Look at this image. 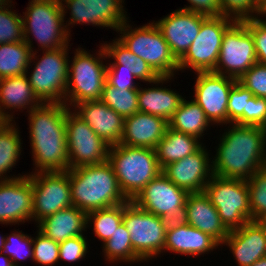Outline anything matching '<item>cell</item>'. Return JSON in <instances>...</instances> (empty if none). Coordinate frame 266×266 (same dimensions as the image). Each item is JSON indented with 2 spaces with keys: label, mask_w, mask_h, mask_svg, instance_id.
I'll use <instances>...</instances> for the list:
<instances>
[{
  "label": "cell",
  "mask_w": 266,
  "mask_h": 266,
  "mask_svg": "<svg viewBox=\"0 0 266 266\" xmlns=\"http://www.w3.org/2000/svg\"><path fill=\"white\" fill-rule=\"evenodd\" d=\"M212 160L213 174L248 181L266 167V128L230 124Z\"/></svg>",
  "instance_id": "7a4b0ae2"
},
{
  "label": "cell",
  "mask_w": 266,
  "mask_h": 266,
  "mask_svg": "<svg viewBox=\"0 0 266 266\" xmlns=\"http://www.w3.org/2000/svg\"><path fill=\"white\" fill-rule=\"evenodd\" d=\"M210 124L202 108L193 99L187 101L184 98L169 121L171 129L195 136L199 140Z\"/></svg>",
  "instance_id": "4dcf8cb0"
},
{
  "label": "cell",
  "mask_w": 266,
  "mask_h": 266,
  "mask_svg": "<svg viewBox=\"0 0 266 266\" xmlns=\"http://www.w3.org/2000/svg\"><path fill=\"white\" fill-rule=\"evenodd\" d=\"M9 6L0 10V44L24 41L22 16Z\"/></svg>",
  "instance_id": "f35d334b"
},
{
  "label": "cell",
  "mask_w": 266,
  "mask_h": 266,
  "mask_svg": "<svg viewBox=\"0 0 266 266\" xmlns=\"http://www.w3.org/2000/svg\"><path fill=\"white\" fill-rule=\"evenodd\" d=\"M204 192L229 231L251 221L247 181L213 175Z\"/></svg>",
  "instance_id": "9c48e42d"
},
{
  "label": "cell",
  "mask_w": 266,
  "mask_h": 266,
  "mask_svg": "<svg viewBox=\"0 0 266 266\" xmlns=\"http://www.w3.org/2000/svg\"><path fill=\"white\" fill-rule=\"evenodd\" d=\"M220 245L213 237L189 224L166 231L164 251L179 255L197 256L218 248Z\"/></svg>",
  "instance_id": "484cf974"
},
{
  "label": "cell",
  "mask_w": 266,
  "mask_h": 266,
  "mask_svg": "<svg viewBox=\"0 0 266 266\" xmlns=\"http://www.w3.org/2000/svg\"><path fill=\"white\" fill-rule=\"evenodd\" d=\"M73 206L88 213L126 203L108 160L68 169Z\"/></svg>",
  "instance_id": "3957f363"
},
{
  "label": "cell",
  "mask_w": 266,
  "mask_h": 266,
  "mask_svg": "<svg viewBox=\"0 0 266 266\" xmlns=\"http://www.w3.org/2000/svg\"><path fill=\"white\" fill-rule=\"evenodd\" d=\"M124 203L87 213L88 224H93L94 235L105 243L123 222ZM92 222V223H91Z\"/></svg>",
  "instance_id": "836d02e7"
},
{
  "label": "cell",
  "mask_w": 266,
  "mask_h": 266,
  "mask_svg": "<svg viewBox=\"0 0 266 266\" xmlns=\"http://www.w3.org/2000/svg\"><path fill=\"white\" fill-rule=\"evenodd\" d=\"M162 220L166 231L188 224V215H187L186 206L181 207L176 212L163 216Z\"/></svg>",
  "instance_id": "681fc988"
},
{
  "label": "cell",
  "mask_w": 266,
  "mask_h": 266,
  "mask_svg": "<svg viewBox=\"0 0 266 266\" xmlns=\"http://www.w3.org/2000/svg\"><path fill=\"white\" fill-rule=\"evenodd\" d=\"M108 161L113 167L119 188L132 201L162 169L155 149L116 144L109 147Z\"/></svg>",
  "instance_id": "277c9868"
},
{
  "label": "cell",
  "mask_w": 266,
  "mask_h": 266,
  "mask_svg": "<svg viewBox=\"0 0 266 266\" xmlns=\"http://www.w3.org/2000/svg\"><path fill=\"white\" fill-rule=\"evenodd\" d=\"M100 100L124 119L139 112L138 90H121L106 82Z\"/></svg>",
  "instance_id": "d590c367"
},
{
  "label": "cell",
  "mask_w": 266,
  "mask_h": 266,
  "mask_svg": "<svg viewBox=\"0 0 266 266\" xmlns=\"http://www.w3.org/2000/svg\"><path fill=\"white\" fill-rule=\"evenodd\" d=\"M22 17L24 41L32 49V35L41 49L53 50L66 47L71 37L64 23L60 0H31Z\"/></svg>",
  "instance_id": "5b68a950"
},
{
  "label": "cell",
  "mask_w": 266,
  "mask_h": 266,
  "mask_svg": "<svg viewBox=\"0 0 266 266\" xmlns=\"http://www.w3.org/2000/svg\"><path fill=\"white\" fill-rule=\"evenodd\" d=\"M206 150L201 146L195 153L165 166L162 173L188 193L204 192L206 184L214 175L210 160L212 158H209Z\"/></svg>",
  "instance_id": "e0dca14e"
},
{
  "label": "cell",
  "mask_w": 266,
  "mask_h": 266,
  "mask_svg": "<svg viewBox=\"0 0 266 266\" xmlns=\"http://www.w3.org/2000/svg\"><path fill=\"white\" fill-rule=\"evenodd\" d=\"M206 18L192 11L178 9L154 23L168 43L171 53L179 60L198 36L201 23Z\"/></svg>",
  "instance_id": "d6986e66"
},
{
  "label": "cell",
  "mask_w": 266,
  "mask_h": 266,
  "mask_svg": "<svg viewBox=\"0 0 266 266\" xmlns=\"http://www.w3.org/2000/svg\"><path fill=\"white\" fill-rule=\"evenodd\" d=\"M251 220L260 221L266 216V167L258 170L248 181Z\"/></svg>",
  "instance_id": "8d00e7d4"
},
{
  "label": "cell",
  "mask_w": 266,
  "mask_h": 266,
  "mask_svg": "<svg viewBox=\"0 0 266 266\" xmlns=\"http://www.w3.org/2000/svg\"><path fill=\"white\" fill-rule=\"evenodd\" d=\"M103 252L106 261L110 262H139L142 260L133 250L130 234L122 222L110 239L103 243Z\"/></svg>",
  "instance_id": "e575fe53"
},
{
  "label": "cell",
  "mask_w": 266,
  "mask_h": 266,
  "mask_svg": "<svg viewBox=\"0 0 266 266\" xmlns=\"http://www.w3.org/2000/svg\"><path fill=\"white\" fill-rule=\"evenodd\" d=\"M243 21L246 23L253 37L257 63L266 66V19L264 20L258 17Z\"/></svg>",
  "instance_id": "bcb514c9"
},
{
  "label": "cell",
  "mask_w": 266,
  "mask_h": 266,
  "mask_svg": "<svg viewBox=\"0 0 266 266\" xmlns=\"http://www.w3.org/2000/svg\"><path fill=\"white\" fill-rule=\"evenodd\" d=\"M65 121L69 169L108 160L110 145L100 138L82 118L70 109Z\"/></svg>",
  "instance_id": "5bb4252c"
},
{
  "label": "cell",
  "mask_w": 266,
  "mask_h": 266,
  "mask_svg": "<svg viewBox=\"0 0 266 266\" xmlns=\"http://www.w3.org/2000/svg\"><path fill=\"white\" fill-rule=\"evenodd\" d=\"M251 266H266V256L254 262Z\"/></svg>",
  "instance_id": "f5cc1de1"
},
{
  "label": "cell",
  "mask_w": 266,
  "mask_h": 266,
  "mask_svg": "<svg viewBox=\"0 0 266 266\" xmlns=\"http://www.w3.org/2000/svg\"><path fill=\"white\" fill-rule=\"evenodd\" d=\"M123 223L130 234L133 250L142 261L163 253L166 230L161 217L128 200L124 203Z\"/></svg>",
  "instance_id": "30bf717a"
},
{
  "label": "cell",
  "mask_w": 266,
  "mask_h": 266,
  "mask_svg": "<svg viewBox=\"0 0 266 266\" xmlns=\"http://www.w3.org/2000/svg\"><path fill=\"white\" fill-rule=\"evenodd\" d=\"M63 16L70 10L71 17L65 25L68 34L69 27L74 24H87L98 27H108L117 31L127 21V12L123 9L124 0H60ZM64 3H63V2ZM66 4V5H65ZM68 8V9H67ZM66 10V11H65ZM68 27V28H67Z\"/></svg>",
  "instance_id": "9a60e30c"
},
{
  "label": "cell",
  "mask_w": 266,
  "mask_h": 266,
  "mask_svg": "<svg viewBox=\"0 0 266 266\" xmlns=\"http://www.w3.org/2000/svg\"><path fill=\"white\" fill-rule=\"evenodd\" d=\"M15 126L16 123L12 121L0 131V181L14 180L27 175L14 177L6 175L7 171L10 172L9 170L16 165L22 151L20 131Z\"/></svg>",
  "instance_id": "d6a6232c"
},
{
  "label": "cell",
  "mask_w": 266,
  "mask_h": 266,
  "mask_svg": "<svg viewBox=\"0 0 266 266\" xmlns=\"http://www.w3.org/2000/svg\"><path fill=\"white\" fill-rule=\"evenodd\" d=\"M28 175L32 182L33 220L37 224L57 211L73 206L68 170Z\"/></svg>",
  "instance_id": "4fadbf2b"
},
{
  "label": "cell",
  "mask_w": 266,
  "mask_h": 266,
  "mask_svg": "<svg viewBox=\"0 0 266 266\" xmlns=\"http://www.w3.org/2000/svg\"><path fill=\"white\" fill-rule=\"evenodd\" d=\"M5 242H6V237L0 235V253L3 252V246H4Z\"/></svg>",
  "instance_id": "11a10c76"
},
{
  "label": "cell",
  "mask_w": 266,
  "mask_h": 266,
  "mask_svg": "<svg viewBox=\"0 0 266 266\" xmlns=\"http://www.w3.org/2000/svg\"><path fill=\"white\" fill-rule=\"evenodd\" d=\"M189 6H184L183 10L192 11L207 17L221 16L219 0H188Z\"/></svg>",
  "instance_id": "c3c4849f"
},
{
  "label": "cell",
  "mask_w": 266,
  "mask_h": 266,
  "mask_svg": "<svg viewBox=\"0 0 266 266\" xmlns=\"http://www.w3.org/2000/svg\"><path fill=\"white\" fill-rule=\"evenodd\" d=\"M199 141L195 136L168 127L166 134L155 147L156 157L161 169L195 153L202 146Z\"/></svg>",
  "instance_id": "f546056e"
},
{
  "label": "cell",
  "mask_w": 266,
  "mask_h": 266,
  "mask_svg": "<svg viewBox=\"0 0 266 266\" xmlns=\"http://www.w3.org/2000/svg\"><path fill=\"white\" fill-rule=\"evenodd\" d=\"M257 63L252 34L244 21H235L224 33L213 72L239 79Z\"/></svg>",
  "instance_id": "7c38bea8"
},
{
  "label": "cell",
  "mask_w": 266,
  "mask_h": 266,
  "mask_svg": "<svg viewBox=\"0 0 266 266\" xmlns=\"http://www.w3.org/2000/svg\"><path fill=\"white\" fill-rule=\"evenodd\" d=\"M68 46L53 50H43L42 57L37 58L35 51H32L30 62L34 61L35 66L27 78L33 88L35 95L42 103H65V93L68 81ZM33 60V61H32ZM63 99V100H62Z\"/></svg>",
  "instance_id": "ba28073f"
},
{
  "label": "cell",
  "mask_w": 266,
  "mask_h": 266,
  "mask_svg": "<svg viewBox=\"0 0 266 266\" xmlns=\"http://www.w3.org/2000/svg\"><path fill=\"white\" fill-rule=\"evenodd\" d=\"M235 124L266 128V98L253 96L248 100L246 113Z\"/></svg>",
  "instance_id": "ee69618b"
},
{
  "label": "cell",
  "mask_w": 266,
  "mask_h": 266,
  "mask_svg": "<svg viewBox=\"0 0 266 266\" xmlns=\"http://www.w3.org/2000/svg\"><path fill=\"white\" fill-rule=\"evenodd\" d=\"M113 41L109 44L104 43L103 46L107 58L114 59V62L108 64L107 70H127L136 77V80L149 84L160 78L145 60L132 53L117 38Z\"/></svg>",
  "instance_id": "f1b7e54d"
},
{
  "label": "cell",
  "mask_w": 266,
  "mask_h": 266,
  "mask_svg": "<svg viewBox=\"0 0 266 266\" xmlns=\"http://www.w3.org/2000/svg\"><path fill=\"white\" fill-rule=\"evenodd\" d=\"M253 97V94L241 85L238 81L229 92L227 106V124H235L246 113L248 100Z\"/></svg>",
  "instance_id": "b9f144b4"
},
{
  "label": "cell",
  "mask_w": 266,
  "mask_h": 266,
  "mask_svg": "<svg viewBox=\"0 0 266 266\" xmlns=\"http://www.w3.org/2000/svg\"><path fill=\"white\" fill-rule=\"evenodd\" d=\"M10 122H12L6 115H4L0 110V131L8 125Z\"/></svg>",
  "instance_id": "816d5d0a"
},
{
  "label": "cell",
  "mask_w": 266,
  "mask_h": 266,
  "mask_svg": "<svg viewBox=\"0 0 266 266\" xmlns=\"http://www.w3.org/2000/svg\"><path fill=\"white\" fill-rule=\"evenodd\" d=\"M256 2L262 9L266 6V0H256Z\"/></svg>",
  "instance_id": "9f6ffc18"
},
{
  "label": "cell",
  "mask_w": 266,
  "mask_h": 266,
  "mask_svg": "<svg viewBox=\"0 0 266 266\" xmlns=\"http://www.w3.org/2000/svg\"><path fill=\"white\" fill-rule=\"evenodd\" d=\"M266 16V6L262 9L261 17Z\"/></svg>",
  "instance_id": "680465c9"
},
{
  "label": "cell",
  "mask_w": 266,
  "mask_h": 266,
  "mask_svg": "<svg viewBox=\"0 0 266 266\" xmlns=\"http://www.w3.org/2000/svg\"><path fill=\"white\" fill-rule=\"evenodd\" d=\"M64 103H42L29 111V135L35 172H66L69 155ZM37 170V171H36Z\"/></svg>",
  "instance_id": "6da1fadb"
},
{
  "label": "cell",
  "mask_w": 266,
  "mask_h": 266,
  "mask_svg": "<svg viewBox=\"0 0 266 266\" xmlns=\"http://www.w3.org/2000/svg\"><path fill=\"white\" fill-rule=\"evenodd\" d=\"M3 253L12 260L14 266H20L19 261L28 257L33 260V238L22 231H13L6 235Z\"/></svg>",
  "instance_id": "74e56055"
},
{
  "label": "cell",
  "mask_w": 266,
  "mask_h": 266,
  "mask_svg": "<svg viewBox=\"0 0 266 266\" xmlns=\"http://www.w3.org/2000/svg\"><path fill=\"white\" fill-rule=\"evenodd\" d=\"M188 194L161 172L132 201L142 210L162 218L185 206Z\"/></svg>",
  "instance_id": "ac0fdd59"
},
{
  "label": "cell",
  "mask_w": 266,
  "mask_h": 266,
  "mask_svg": "<svg viewBox=\"0 0 266 266\" xmlns=\"http://www.w3.org/2000/svg\"><path fill=\"white\" fill-rule=\"evenodd\" d=\"M41 104L42 102L35 95L26 74L0 79V110L11 121H14V115H11L13 113H9L8 109L11 111V109L22 110L23 108L25 110L27 108V112H29Z\"/></svg>",
  "instance_id": "83f0119b"
},
{
  "label": "cell",
  "mask_w": 266,
  "mask_h": 266,
  "mask_svg": "<svg viewBox=\"0 0 266 266\" xmlns=\"http://www.w3.org/2000/svg\"><path fill=\"white\" fill-rule=\"evenodd\" d=\"M259 222L264 226V228L266 230V216L263 217Z\"/></svg>",
  "instance_id": "6f0895ef"
},
{
  "label": "cell",
  "mask_w": 266,
  "mask_h": 266,
  "mask_svg": "<svg viewBox=\"0 0 266 266\" xmlns=\"http://www.w3.org/2000/svg\"><path fill=\"white\" fill-rule=\"evenodd\" d=\"M101 45L96 57L80 47L75 49L73 60H69V65L72 63L68 68L65 93V104L69 108V105L75 106L79 102L100 100L107 70V64H103L107 55L103 44Z\"/></svg>",
  "instance_id": "52a82bcc"
},
{
  "label": "cell",
  "mask_w": 266,
  "mask_h": 266,
  "mask_svg": "<svg viewBox=\"0 0 266 266\" xmlns=\"http://www.w3.org/2000/svg\"><path fill=\"white\" fill-rule=\"evenodd\" d=\"M33 238V262L44 266H52L59 262V243L46 237L39 230Z\"/></svg>",
  "instance_id": "60d3db41"
},
{
  "label": "cell",
  "mask_w": 266,
  "mask_h": 266,
  "mask_svg": "<svg viewBox=\"0 0 266 266\" xmlns=\"http://www.w3.org/2000/svg\"><path fill=\"white\" fill-rule=\"evenodd\" d=\"M253 96L266 98V66L254 64L238 80Z\"/></svg>",
  "instance_id": "7bdbcfd3"
},
{
  "label": "cell",
  "mask_w": 266,
  "mask_h": 266,
  "mask_svg": "<svg viewBox=\"0 0 266 266\" xmlns=\"http://www.w3.org/2000/svg\"><path fill=\"white\" fill-rule=\"evenodd\" d=\"M237 79L213 71L197 72L194 101L212 124L227 125L229 92Z\"/></svg>",
  "instance_id": "2e32d148"
},
{
  "label": "cell",
  "mask_w": 266,
  "mask_h": 266,
  "mask_svg": "<svg viewBox=\"0 0 266 266\" xmlns=\"http://www.w3.org/2000/svg\"><path fill=\"white\" fill-rule=\"evenodd\" d=\"M236 20L227 16L207 17L198 36L178 60L179 71L191 68L195 73L214 71L225 31Z\"/></svg>",
  "instance_id": "8fae6325"
},
{
  "label": "cell",
  "mask_w": 266,
  "mask_h": 266,
  "mask_svg": "<svg viewBox=\"0 0 266 266\" xmlns=\"http://www.w3.org/2000/svg\"><path fill=\"white\" fill-rule=\"evenodd\" d=\"M221 15L236 21L261 17L262 8L256 0H219Z\"/></svg>",
  "instance_id": "ab89813d"
},
{
  "label": "cell",
  "mask_w": 266,
  "mask_h": 266,
  "mask_svg": "<svg viewBox=\"0 0 266 266\" xmlns=\"http://www.w3.org/2000/svg\"><path fill=\"white\" fill-rule=\"evenodd\" d=\"M31 54L25 41L0 44V79L26 74Z\"/></svg>",
  "instance_id": "1f68e13d"
},
{
  "label": "cell",
  "mask_w": 266,
  "mask_h": 266,
  "mask_svg": "<svg viewBox=\"0 0 266 266\" xmlns=\"http://www.w3.org/2000/svg\"><path fill=\"white\" fill-rule=\"evenodd\" d=\"M10 3H12V0H0V10L8 6Z\"/></svg>",
  "instance_id": "db71d44e"
},
{
  "label": "cell",
  "mask_w": 266,
  "mask_h": 266,
  "mask_svg": "<svg viewBox=\"0 0 266 266\" xmlns=\"http://www.w3.org/2000/svg\"><path fill=\"white\" fill-rule=\"evenodd\" d=\"M185 206L188 224L210 235L221 245L230 231L221 221L218 211L205 192L189 193Z\"/></svg>",
  "instance_id": "cb8c5ba5"
},
{
  "label": "cell",
  "mask_w": 266,
  "mask_h": 266,
  "mask_svg": "<svg viewBox=\"0 0 266 266\" xmlns=\"http://www.w3.org/2000/svg\"><path fill=\"white\" fill-rule=\"evenodd\" d=\"M172 77H160L153 84L157 87L138 88L139 112L147 113L170 121L178 110L183 96L169 88L158 87L160 83H165Z\"/></svg>",
  "instance_id": "4316f807"
},
{
  "label": "cell",
  "mask_w": 266,
  "mask_h": 266,
  "mask_svg": "<svg viewBox=\"0 0 266 266\" xmlns=\"http://www.w3.org/2000/svg\"><path fill=\"white\" fill-rule=\"evenodd\" d=\"M135 76L127 70H106V82L118 89L138 90L140 87L134 80ZM138 86V87H137Z\"/></svg>",
  "instance_id": "7dc6e473"
},
{
  "label": "cell",
  "mask_w": 266,
  "mask_h": 266,
  "mask_svg": "<svg viewBox=\"0 0 266 266\" xmlns=\"http://www.w3.org/2000/svg\"><path fill=\"white\" fill-rule=\"evenodd\" d=\"M223 244L228 245L238 266H251L266 256V230L259 221L251 220L230 231Z\"/></svg>",
  "instance_id": "7402d4cb"
},
{
  "label": "cell",
  "mask_w": 266,
  "mask_h": 266,
  "mask_svg": "<svg viewBox=\"0 0 266 266\" xmlns=\"http://www.w3.org/2000/svg\"><path fill=\"white\" fill-rule=\"evenodd\" d=\"M168 127L169 121L164 118L137 112L124 119V132L120 144L155 149Z\"/></svg>",
  "instance_id": "603a6c76"
},
{
  "label": "cell",
  "mask_w": 266,
  "mask_h": 266,
  "mask_svg": "<svg viewBox=\"0 0 266 266\" xmlns=\"http://www.w3.org/2000/svg\"><path fill=\"white\" fill-rule=\"evenodd\" d=\"M73 109L108 145L120 143L124 132V118L101 100L79 102Z\"/></svg>",
  "instance_id": "44dd1931"
},
{
  "label": "cell",
  "mask_w": 266,
  "mask_h": 266,
  "mask_svg": "<svg viewBox=\"0 0 266 266\" xmlns=\"http://www.w3.org/2000/svg\"><path fill=\"white\" fill-rule=\"evenodd\" d=\"M87 238L84 235L68 238L59 243V260L77 262L83 259L88 250Z\"/></svg>",
  "instance_id": "f6af8a7d"
},
{
  "label": "cell",
  "mask_w": 266,
  "mask_h": 266,
  "mask_svg": "<svg viewBox=\"0 0 266 266\" xmlns=\"http://www.w3.org/2000/svg\"><path fill=\"white\" fill-rule=\"evenodd\" d=\"M125 21L117 30L121 36L117 38L136 56L145 60L159 77H174L179 71L178 60L171 53L162 33L152 23L132 29Z\"/></svg>",
  "instance_id": "8992f818"
},
{
  "label": "cell",
  "mask_w": 266,
  "mask_h": 266,
  "mask_svg": "<svg viewBox=\"0 0 266 266\" xmlns=\"http://www.w3.org/2000/svg\"><path fill=\"white\" fill-rule=\"evenodd\" d=\"M37 227L46 237L60 243L68 238L84 235L83 231L87 228V213L71 206L44 218Z\"/></svg>",
  "instance_id": "d4e9b609"
},
{
  "label": "cell",
  "mask_w": 266,
  "mask_h": 266,
  "mask_svg": "<svg viewBox=\"0 0 266 266\" xmlns=\"http://www.w3.org/2000/svg\"><path fill=\"white\" fill-rule=\"evenodd\" d=\"M0 266H14L12 260L3 252L0 253Z\"/></svg>",
  "instance_id": "f907efd6"
},
{
  "label": "cell",
  "mask_w": 266,
  "mask_h": 266,
  "mask_svg": "<svg viewBox=\"0 0 266 266\" xmlns=\"http://www.w3.org/2000/svg\"><path fill=\"white\" fill-rule=\"evenodd\" d=\"M33 220V193L29 175L0 181V224Z\"/></svg>",
  "instance_id": "ffe728a7"
}]
</instances>
